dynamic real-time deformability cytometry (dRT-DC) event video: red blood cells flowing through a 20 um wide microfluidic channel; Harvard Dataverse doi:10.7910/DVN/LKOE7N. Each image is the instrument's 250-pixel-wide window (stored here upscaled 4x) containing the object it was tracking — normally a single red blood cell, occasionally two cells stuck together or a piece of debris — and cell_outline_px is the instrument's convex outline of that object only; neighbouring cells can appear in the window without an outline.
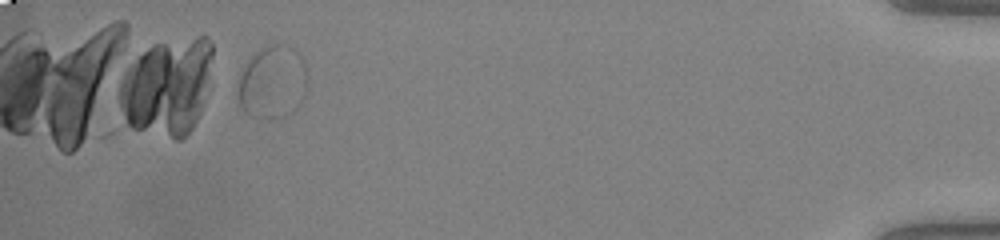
{"species": "common noctule bat (a hibernating species)", "species_latin": "Nyctalus noctula", "temperature_condition": "warm", "stored_images_in_passage": 38, "segment_of_instrument_passage": [2, 2], "camera_frame_rate_fps": 3000, "um_per_image_px": 0.085, "animal": {"sex": "male", "body_mass_g": 20.0, "forearm_length_mm": 53.3}, "frame": {"image": 1, "passage_image": 34, "time_ms": 11.0, "image_size_px": [1000, 240], "cell_outline_px": [[308, 88], [300, 104], [292, 112], [284, 116], [268, 120], [264, 120], [252, 116], [244, 112], [240, 108], [236, 96], [236, 80], [240, 72], [248, 60], [256, 52], [268, 44], [284, 44], [292, 48], [304, 60], [308, 76]], "centroid_in_image_um": [23.13, 7.02], "position_along_channel_um": 412.1, "area_um2": 30.63}}